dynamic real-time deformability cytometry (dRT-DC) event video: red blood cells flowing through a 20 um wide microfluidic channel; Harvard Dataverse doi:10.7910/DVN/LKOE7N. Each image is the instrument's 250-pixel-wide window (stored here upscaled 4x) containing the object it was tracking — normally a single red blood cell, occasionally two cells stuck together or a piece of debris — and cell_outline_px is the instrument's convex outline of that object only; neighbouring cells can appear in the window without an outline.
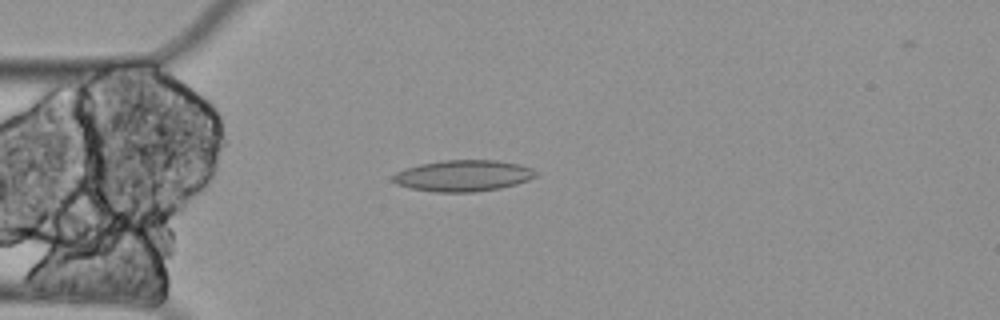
{"species": "Egyptian fruit bat (a non-hibernating species)", "species_latin": "Rousettus aegyptiacus", "temperature_condition": "cold", "stored_images_in_passage": 5, "camera_frame_rate_fps": 3000, "um_per_image_px": 0.085, "animal": {"sex": "female"}, "frame": {"image": 1, "passage_image": 5, "time_ms": 1.333, "image_size_px": [1000, 320], "cell_outline_px": [[536, 176], [528, 180], [516, 184], [500, 188], [476, 192], [436, 192], [412, 188], [396, 184], [392, 180], [392, 176], [396, 172], [404, 168], [420, 164], [444, 160], [496, 160], [520, 164], [532, 168], [536, 172]], "centroid_in_image_um": [39.36, 14.93], "position_along_channel_um": 45.6, "area_um2": 26.07}}